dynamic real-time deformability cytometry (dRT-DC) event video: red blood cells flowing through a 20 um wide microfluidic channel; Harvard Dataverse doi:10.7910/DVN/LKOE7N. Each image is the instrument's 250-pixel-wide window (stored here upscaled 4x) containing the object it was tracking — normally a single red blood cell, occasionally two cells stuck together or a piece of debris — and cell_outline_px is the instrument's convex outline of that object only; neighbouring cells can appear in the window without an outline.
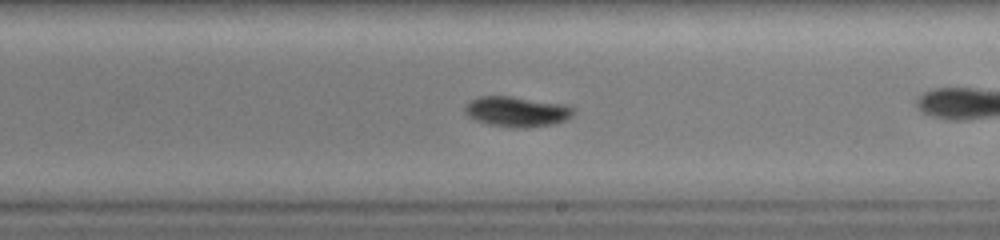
{"species": "common noctule bat (a hibernating species)", "species_latin": "Nyctalus noctula", "temperature_condition": "warm", "stored_images_in_passage": 48, "camera_frame_rate_fps": 3000, "um_per_image_px": 0.085, "animal": {"sex": "female", "body_mass_g": 19.0, "forearm_length_mm": 51.5}, "frame": {"image": 1, "passage_image": 27, "time_ms": 8.667, "image_size_px": [1000, 240], "cell_outline_px": [[572, 116], [564, 120], [552, 124], [528, 128], [512, 128], [492, 124], [480, 120], [472, 116], [464, 108], [472, 100], [480, 96], [512, 96], [564, 104], [572, 108]], "centroid_in_image_um": [43.99, 9.48], "position_along_channel_um": 245.0, "area_um2": 18.55}}
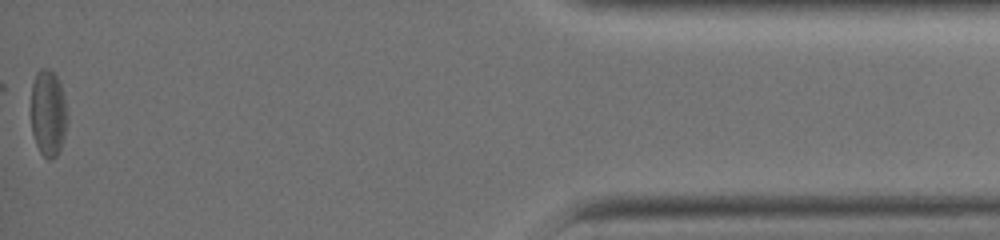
{"frame": {"image": 2, "passage_image": 48, "time_ms": 15.667, "image_size_px": [1000, 240], "cell_outline_px": [[68, 120], [64, 136], [60, 148], [56, 156], [52, 160], [48, 160], [40, 152], [36, 144], [32, 132], [32, 84], [36, 72], [40, 68], [48, 68], [56, 76], [60, 84], [64, 96], [68, 116]], "centroid_in_image_um": [4.11, 9.62], "position_along_channel_um": 431.1, "area_um2": 18.32}, "authors_computed_cell_mechanics": {"area_um2": 18.3515, "velocity_mm_per_s": 4.2479, "shape_relaxation_time_tau1_ms": 2.4113, "shape_relaxation_time_tau2_ms": null, "deformation_change_tau1": 0.0966, "deformation_change_tau2": null}}